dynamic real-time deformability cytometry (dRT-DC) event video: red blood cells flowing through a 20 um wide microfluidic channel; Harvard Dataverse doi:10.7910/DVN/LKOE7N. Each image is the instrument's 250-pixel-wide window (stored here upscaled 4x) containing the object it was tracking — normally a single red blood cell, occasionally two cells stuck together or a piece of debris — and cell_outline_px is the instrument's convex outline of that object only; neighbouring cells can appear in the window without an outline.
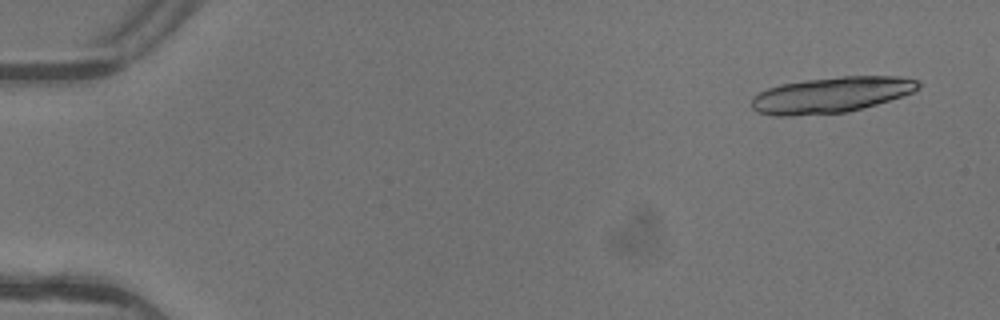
{"species": "common noctule bat (a hibernating species)", "species_latin": "Nyctalus noctula", "temperature_condition": "warm", "stored_images_in_passage": 6, "camera_frame_rate_fps": 3000, "um_per_image_px": 0.085, "animal": {"sex": "female"}, "frame": {"image": 1, "passage_image": 1, "time_ms": 0.0, "image_size_px": [1000, 320], "cell_outline_px": [[920, 88], [912, 92], [876, 104], [848, 112], [792, 116], [772, 116], [756, 112], [752, 108], [752, 96], [768, 88], [780, 84], [804, 80], [844, 76], [900, 76], [920, 80]], "centroid_in_image_um": [70.62, 8.06], "position_along_channel_um": 14.4, "area_um2": 34.91}}